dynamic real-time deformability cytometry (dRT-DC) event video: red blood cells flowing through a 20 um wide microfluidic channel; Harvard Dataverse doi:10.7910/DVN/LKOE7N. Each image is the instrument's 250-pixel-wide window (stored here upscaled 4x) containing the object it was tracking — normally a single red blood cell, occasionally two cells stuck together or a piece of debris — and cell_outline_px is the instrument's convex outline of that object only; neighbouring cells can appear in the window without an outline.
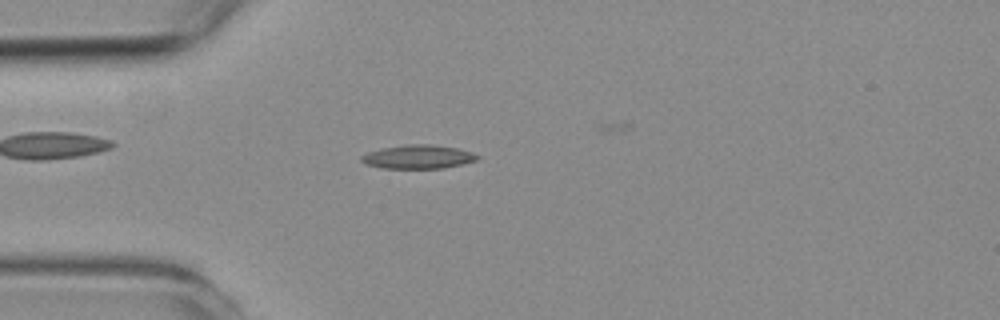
{"species": "common noctule bat (a hibernating species)", "species_latin": "Nyctalus noctula", "temperature_condition": "room temperature", "stored_images_in_passage": 51, "camera_frame_rate_fps": 3000, "um_per_image_px": 0.085, "animal": {"sex": "female", "body_mass_g": 19.3, "forearm_length_mm": 54.1}, "frame": {"image": 1, "passage_image": 9, "time_ms": 2.667, "image_size_px": [1000, 320], "cell_outline_px": [[480, 156], [476, 160], [444, 168], [380, 168], [364, 164], [360, 160], [360, 156], [368, 152], [380, 148], [404, 144], [432, 144], [456, 148], [472, 152]], "centroid_in_image_um": [35.48, 13.32], "position_along_channel_um": 49.5, "area_um2": 16.13}}
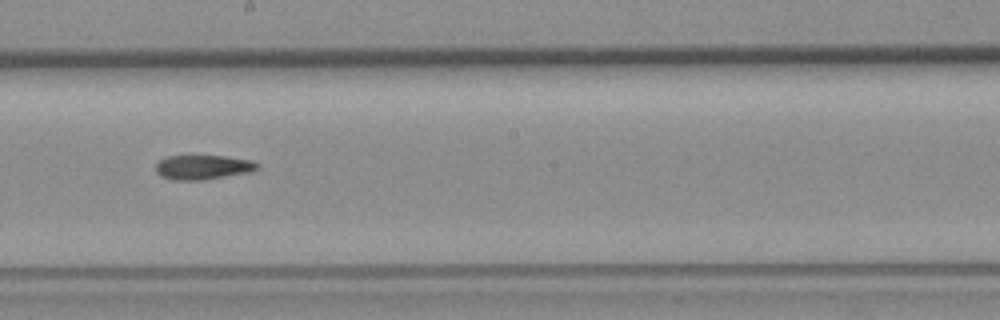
{"frame": {"image": 2, "passage_image": 25, "time_ms": 8.0, "image_size_px": [1000, 320], "cell_outline_px": [[260, 164], [252, 172], [204, 180], [172, 180], [160, 176], [156, 172], [156, 164], [160, 160], [168, 156], [224, 156], [252, 160]], "centroid_in_image_um": [17.25, 14.22], "position_along_channel_um": 230.9, "area_um2": 14.57}}
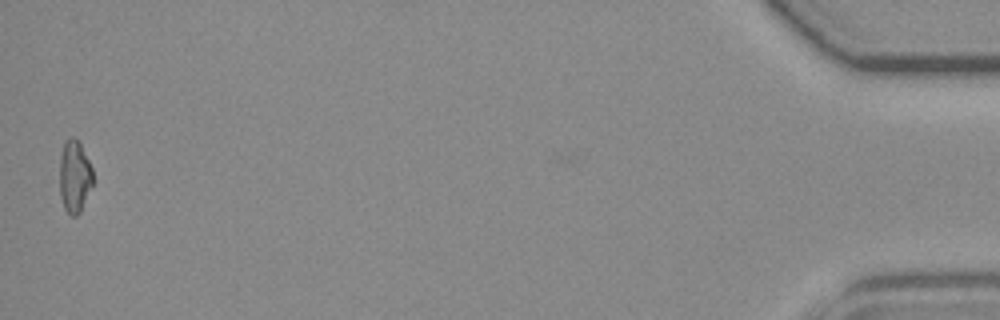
{"frame": {"image": 3, "passage_image": 50, "time_ms": 16.333, "image_size_px": [1000, 320], "cell_outline_px": [[92, 184], [80, 212], [76, 216], [72, 216], [64, 208], [60, 196], [60, 156], [64, 140], [72, 136], [80, 144], [92, 168]], "centroid_in_image_um": [6.31, 14.99], "position_along_channel_um": 428.9, "area_um2": 13.81}, "authors_computed_cell_mechanics": {"area_um2": 14.7968, "velocity_mm_per_s": 3.5911, "shape_relaxation_time_tau1_ms": null, "shape_relaxation_time_tau2_ms": 8.9271, "deformation_change_tau1": null, "deformation_change_tau2": 0.1988}}